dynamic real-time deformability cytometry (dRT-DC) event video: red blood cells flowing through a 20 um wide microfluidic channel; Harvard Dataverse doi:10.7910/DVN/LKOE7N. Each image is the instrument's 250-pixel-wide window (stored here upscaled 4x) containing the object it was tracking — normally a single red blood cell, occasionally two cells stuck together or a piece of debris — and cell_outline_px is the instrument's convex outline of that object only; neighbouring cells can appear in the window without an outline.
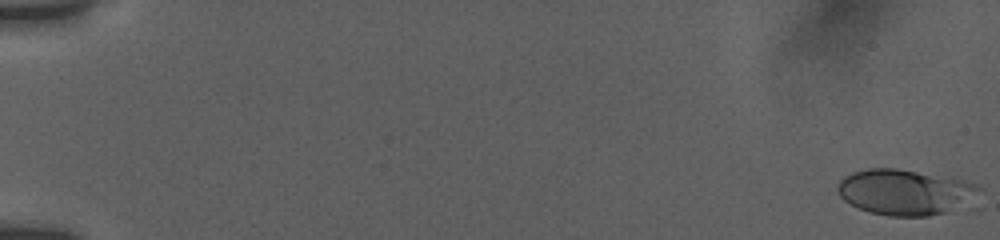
{"species": "human", "species_latin": "Homo sapiens", "temperature_condition": "room temperature", "stored_images_in_passage": 55, "camera_frame_rate_fps": 3000, "um_per_image_px": 0.085, "donor": {"sex": "female"}, "frame": {"image": 1, "passage_image": 1, "time_ms": 0.0, "image_size_px": [1000, 240], "cell_outline_px": [[980, 188], [944, 212], [928, 216], [888, 216], [868, 212], [844, 200], [840, 196], [836, 188], [836, 184], [844, 176], [852, 172], [868, 168], [896, 168], [964, 180], [976, 184]], "centroid_in_image_um": [76.73, 16.3], "position_along_channel_um": 8.3, "area_um2": 36.36}}
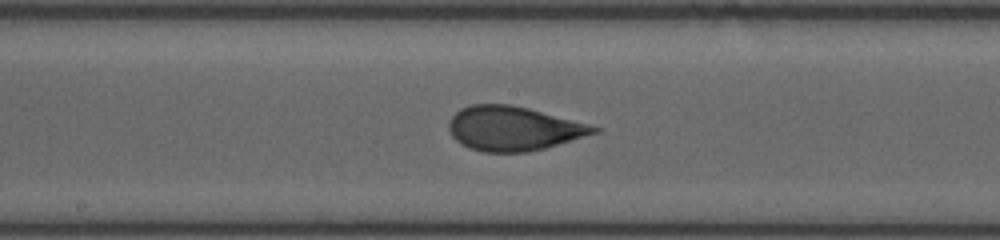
{"frame": {"image": 2, "passage_image": 31, "time_ms": 10.0, "image_size_px": [1000, 240], "cell_outline_px": [[600, 132], [544, 148], [528, 152], [484, 152], [468, 148], [460, 144], [452, 136], [448, 128], [448, 124], [452, 116], [460, 108], [472, 104], [512, 104], [528, 108], [588, 124], [600, 128]], "centroid_in_image_um": [43.6, 10.92], "position_along_channel_um": 204.6, "area_um2": 37.34}}
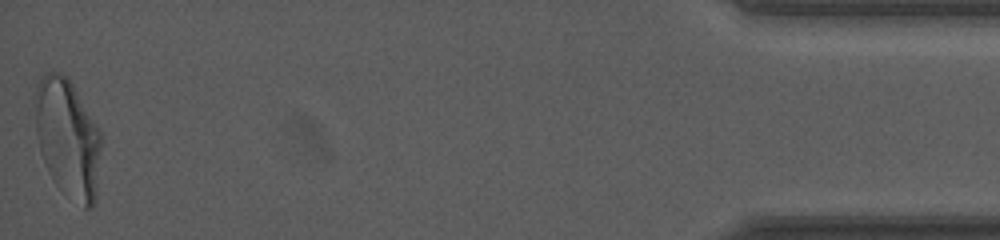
{"frame": {"image": 3, "passage_image": 55, "time_ms": 18.0, "image_size_px": [1000, 240], "cell_outline_px": [[100, 148], [96, 196], [92, 208], [84, 208], [60, 188], [52, 180], [48, 172], [40, 152], [36, 132], [32, 100], [40, 76], [44, 72], [60, 72], [68, 76], [100, 132]], "centroid_in_image_um": [5.7, 11.69], "position_along_channel_um": 429.5, "area_um2": 45.84}, "authors_computed_cell_mechanics": {"area_um2": 37.0498, "velocity_mm_per_s": 3.8395, "shape_relaxation_time_tau1_ms": 6.9385, "shape_relaxation_time_tau2_ms": null, "deformation_change_tau1": 0.2083, "deformation_change_tau2": null}}